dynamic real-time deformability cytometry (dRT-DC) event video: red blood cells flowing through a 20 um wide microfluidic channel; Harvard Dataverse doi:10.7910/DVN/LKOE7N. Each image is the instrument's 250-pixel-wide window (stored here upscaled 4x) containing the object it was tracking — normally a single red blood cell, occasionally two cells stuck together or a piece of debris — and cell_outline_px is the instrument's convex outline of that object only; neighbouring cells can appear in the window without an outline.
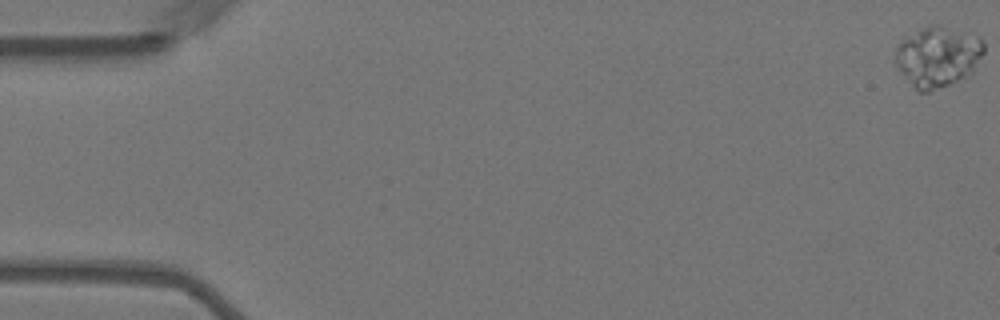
{"species": "Egyptian fruit bat (a non-hibernating species)", "species_latin": "Rousettus aegyptiacus", "temperature_condition": "warm", "stored_images_in_passage": 59, "camera_frame_rate_fps": 3000, "um_per_image_px": 0.085, "animal": {"sex": "female"}, "frame": {"image": 1, "passage_image": 1, "time_ms": 0.0, "image_size_px": [1000, 320], "cell_outline_px": [[984, 52], [972, 72], [948, 84], [928, 92], [920, 92], [904, 76], [896, 64], [896, 48], [904, 36], [920, 28], [932, 24], [940, 24], [980, 36], [984, 40]], "centroid_in_image_um": [79.72, 4.75], "position_along_channel_um": 5.3, "area_um2": 31.15}}
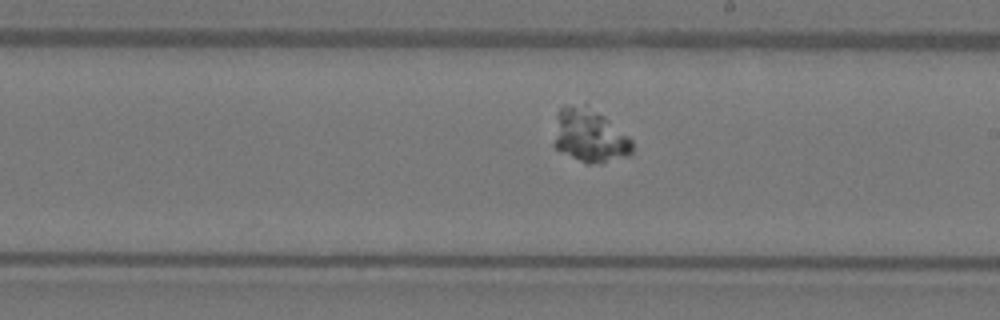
{"frame": {"image": 2, "passage_image": 34, "time_ms": 11.0, "image_size_px": [1000, 320], "cell_outline_px": [[632, 152], [628, 156], [600, 164], [584, 164], [556, 148], [552, 144], [556, 112], [560, 108], [568, 104], [584, 104], [604, 116], [628, 136], [632, 140]], "centroid_in_image_um": [50.07, 11.54], "position_along_channel_um": 238.9, "area_um2": 24.8}}
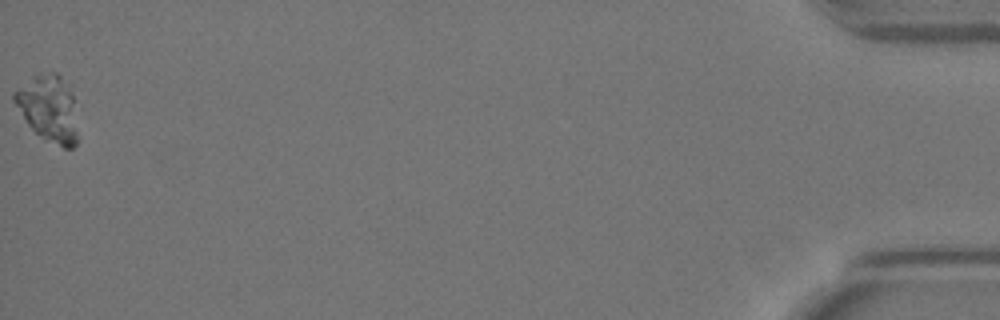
{"frame": {"image": 3, "passage_image": 59, "time_ms": 19.333, "image_size_px": [1000, 320], "cell_outline_px": [[76, 144], [72, 148], [64, 148], [44, 140], [28, 124], [12, 100], [12, 92], [36, 76], [48, 72], [56, 72], [72, 80], [76, 132]], "centroid_in_image_um": [4.16, 9.17], "position_along_channel_um": 431.0, "area_um2": 24.8}}